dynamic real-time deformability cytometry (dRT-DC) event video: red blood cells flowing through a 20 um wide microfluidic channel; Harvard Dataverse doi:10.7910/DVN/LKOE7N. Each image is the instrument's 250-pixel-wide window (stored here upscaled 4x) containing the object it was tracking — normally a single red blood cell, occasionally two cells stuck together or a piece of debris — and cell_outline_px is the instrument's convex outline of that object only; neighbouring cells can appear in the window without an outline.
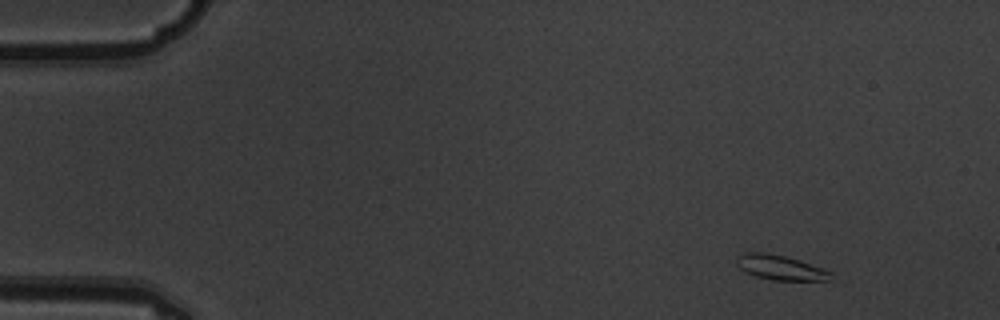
{"species": "common noctule bat (a hibernating species)", "species_latin": "Nyctalus noctula", "temperature_condition": "warm", "stored_images_in_passage": 5, "camera_frame_rate_fps": 3000, "um_per_image_px": 0.085, "animal": {"sex": "male", "body_mass_g": 19.5, "forearm_length_mm": 54.6}, "frame": {"image": 1, "passage_image": 1, "time_ms": 0.0, "image_size_px": [1000, 320], "cell_outline_px": [[832, 272], [828, 280], [772, 280], [756, 276], [744, 272], [736, 264], [736, 256], [744, 252], [764, 252], [784, 256], [800, 260], [824, 268]], "centroid_in_image_um": [66.28, 22.73], "position_along_channel_um": 18.7, "area_um2": 13.64}}